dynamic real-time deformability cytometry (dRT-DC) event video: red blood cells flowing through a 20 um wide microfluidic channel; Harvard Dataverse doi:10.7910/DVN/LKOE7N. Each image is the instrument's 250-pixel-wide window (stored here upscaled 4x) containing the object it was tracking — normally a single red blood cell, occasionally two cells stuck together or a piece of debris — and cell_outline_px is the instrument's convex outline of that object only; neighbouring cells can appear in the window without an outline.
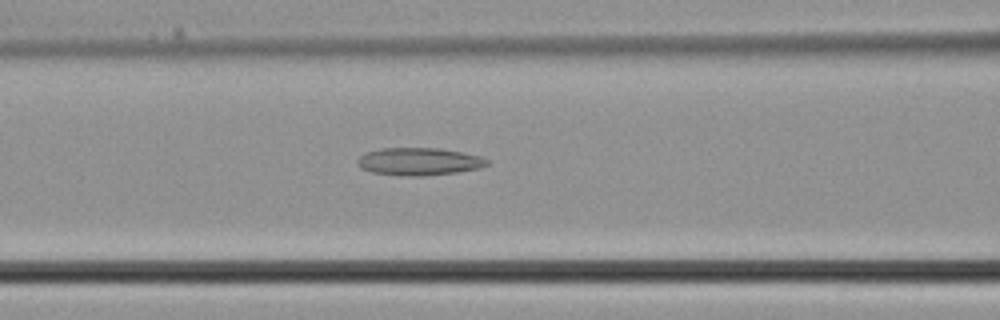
{"species": "common noctule bat (a hibernating species)", "species_latin": "Nyctalus noctula", "temperature_condition": "cold", "stored_images_in_passage": 38, "camera_frame_rate_fps": 3000, "um_per_image_px": 0.085, "animal": {"sex": "male", "body_mass_g": 21.5, "forearm_length_mm": 52.0}, "frame": {"image": 1, "passage_image": 16, "time_ms": 5.0, "image_size_px": [1000, 320], "cell_outline_px": [[488, 164], [480, 168], [456, 172], [420, 176], [412, 176], [372, 172], [360, 168], [356, 164], [356, 160], [360, 156], [368, 152], [380, 148], [440, 148], [480, 156], [488, 160]], "centroid_in_image_um": [35.59, 13.72], "position_along_channel_um": 131.0, "area_um2": 20.63}}
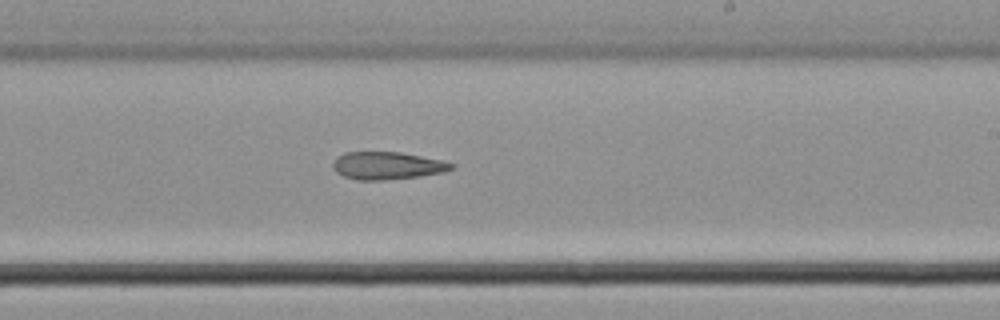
{"frame": {"image": 2, "passage_image": 23, "time_ms": 7.333, "image_size_px": [1000, 320], "cell_outline_px": [[456, 164], [452, 168], [444, 172], [420, 176], [384, 180], [356, 180], [344, 176], [336, 172], [332, 168], [332, 164], [336, 156], [344, 152], [400, 152], [444, 160]], "centroid_in_image_um": [32.9, 14.07], "position_along_channel_um": 256.1, "area_um2": 19.25}}
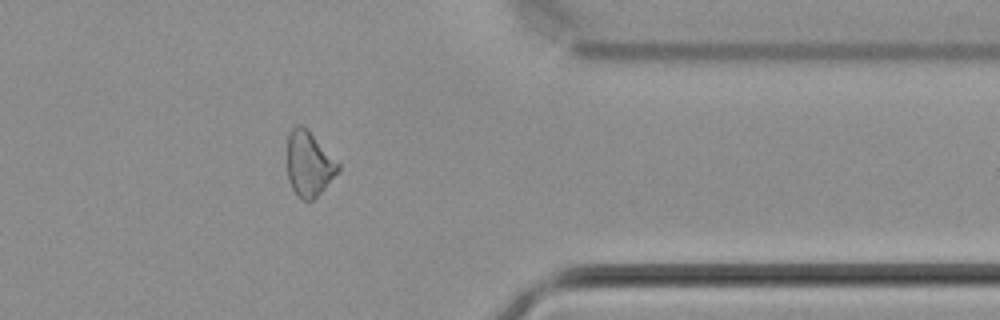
{"frame": {"image": 3, "passage_image": 31, "time_ms": 10.0, "image_size_px": [1000, 320], "cell_outline_px": [[340, 168], [324, 188], [312, 200], [304, 200], [292, 188], [288, 180], [288, 132], [296, 124], [300, 124], [340, 164]], "centroid_in_image_um": [26.23, 13.93], "position_along_channel_um": 385.2, "area_um2": 18.5}}